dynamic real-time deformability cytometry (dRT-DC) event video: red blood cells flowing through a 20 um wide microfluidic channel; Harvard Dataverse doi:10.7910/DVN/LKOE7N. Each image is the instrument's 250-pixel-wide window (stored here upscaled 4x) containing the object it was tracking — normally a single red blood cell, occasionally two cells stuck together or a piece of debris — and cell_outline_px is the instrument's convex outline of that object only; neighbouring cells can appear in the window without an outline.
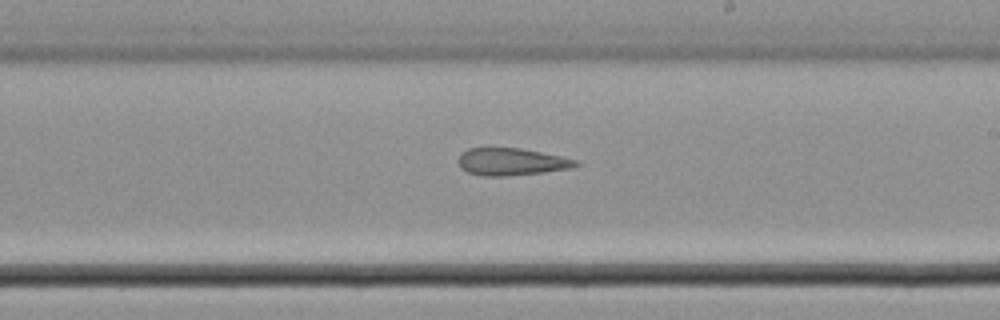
{"species": "common noctule bat (a hibernating species)", "species_latin": "Nyctalus noctula", "temperature_condition": "cold", "stored_images_in_passage": 31, "camera_frame_rate_fps": 3000, "um_per_image_px": 0.085, "animal": {"sex": "male", "body_mass_g": 21.5, "forearm_length_mm": 52.0}, "frame": {"image": 1, "passage_image": 22, "time_ms": 7.0, "image_size_px": [1000, 320], "cell_outline_px": [[580, 164], [572, 168], [544, 172], [504, 176], [484, 176], [468, 172], [460, 168], [456, 160], [460, 152], [468, 148], [520, 148], [580, 160]], "centroid_in_image_um": [43.44, 13.75], "position_along_channel_um": 245.6, "area_um2": 18.84}}